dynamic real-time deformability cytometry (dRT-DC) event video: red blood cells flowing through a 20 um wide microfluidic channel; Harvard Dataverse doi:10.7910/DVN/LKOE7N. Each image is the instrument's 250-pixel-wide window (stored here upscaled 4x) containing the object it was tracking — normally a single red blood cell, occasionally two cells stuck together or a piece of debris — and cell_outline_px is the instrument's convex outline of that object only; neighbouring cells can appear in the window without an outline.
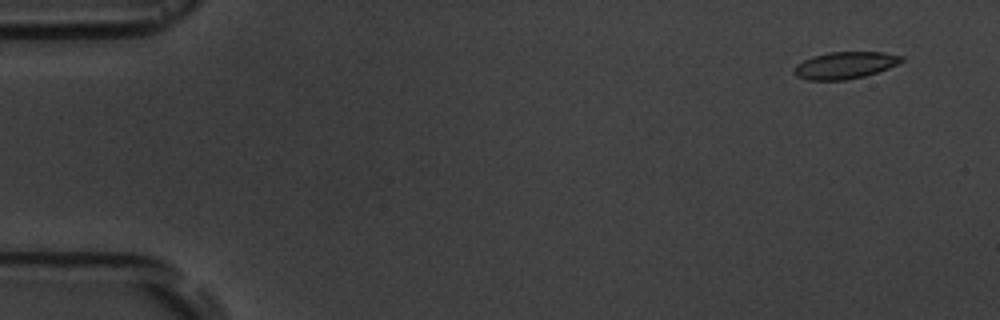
{"species": "common noctule bat (a hibernating species)", "species_latin": "Nyctalus noctula", "temperature_condition": "room temperature", "stored_images_in_passage": 6, "segment_of_instrument_passage": [1, 2], "camera_frame_rate_fps": 3000, "um_per_image_px": 0.085, "animal": {"sex": "male", "body_mass_g": 19.5, "forearm_length_mm": 54.6}, "frame": {"image": 1, "passage_image": 1, "time_ms": 0.0, "image_size_px": [1000, 320], "cell_outline_px": [[904, 60], [888, 68], [864, 76], [844, 80], [808, 80], [796, 76], [792, 72], [796, 64], [812, 56], [828, 52], [884, 52], [904, 56]], "centroid_in_image_um": [71.79, 5.54], "position_along_channel_um": 13.2, "area_um2": 16.88}}